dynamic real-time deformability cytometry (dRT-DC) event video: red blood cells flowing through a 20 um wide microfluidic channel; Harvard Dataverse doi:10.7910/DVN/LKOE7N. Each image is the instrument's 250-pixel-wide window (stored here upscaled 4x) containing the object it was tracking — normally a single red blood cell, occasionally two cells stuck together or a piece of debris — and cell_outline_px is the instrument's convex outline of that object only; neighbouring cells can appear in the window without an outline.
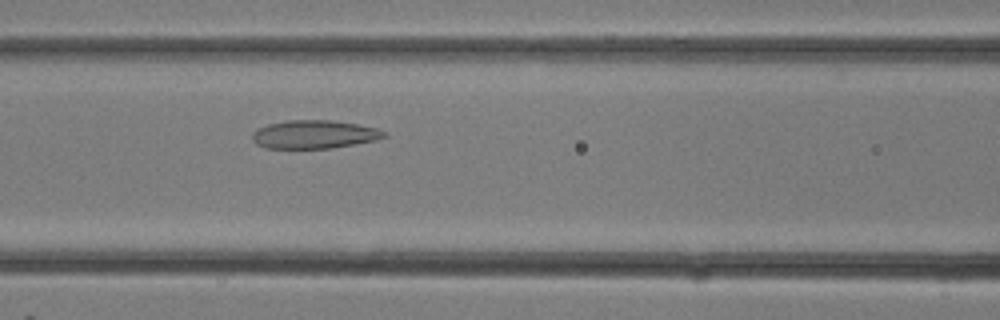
{"species": "common noctule bat (a hibernating species)", "species_latin": "Nyctalus noctula", "temperature_condition": "room temperature", "stored_images_in_passage": 11, "camera_frame_rate_fps": 3000, "um_per_image_px": 0.085, "animal": {"sex": "female"}, "frame": {"image": 1, "passage_image": 11, "time_ms": 3.333, "image_size_px": [1000, 320], "cell_outline_px": [[388, 136], [376, 140], [332, 148], [264, 148], [256, 144], [252, 140], [252, 132], [256, 128], [268, 124], [288, 120], [332, 120], [356, 124], [376, 128], [388, 132]], "centroid_in_image_um": [26.7, 11.42], "position_along_channel_um": 139.9, "area_um2": 21.91}}